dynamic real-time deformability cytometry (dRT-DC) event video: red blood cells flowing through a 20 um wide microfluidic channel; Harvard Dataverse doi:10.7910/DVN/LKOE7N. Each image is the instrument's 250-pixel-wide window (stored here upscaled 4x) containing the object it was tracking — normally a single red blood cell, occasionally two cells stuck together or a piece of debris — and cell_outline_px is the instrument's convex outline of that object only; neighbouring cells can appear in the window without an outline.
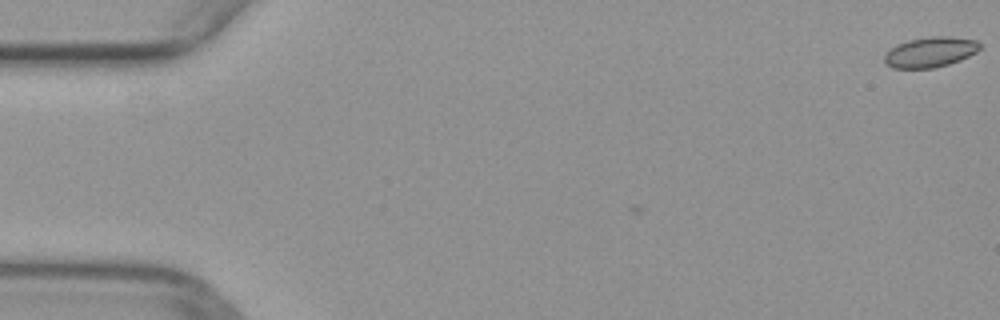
{"species": "common noctule bat (a hibernating species)", "species_latin": "Nyctalus noctula", "temperature_condition": "warm", "stored_images_in_passage": 4, "camera_frame_rate_fps": 3000, "um_per_image_px": 0.085, "animal": {"sex": "female", "body_mass_g": 29.2, "forearm_length_mm": 56.3}, "frame": {"image": 1, "passage_image": 4, "time_ms": 1.0, "image_size_px": [1000, 320], "cell_outline_px": [[980, 48], [976, 52], [960, 60], [948, 64], [932, 68], [892, 68], [884, 64], [884, 52], [888, 48], [896, 44], [908, 40], [932, 36], [948, 36], [976, 40], [980, 44]], "centroid_in_image_um": [79.01, 4.42], "position_along_channel_um": 6.0, "area_um2": 16.99}}